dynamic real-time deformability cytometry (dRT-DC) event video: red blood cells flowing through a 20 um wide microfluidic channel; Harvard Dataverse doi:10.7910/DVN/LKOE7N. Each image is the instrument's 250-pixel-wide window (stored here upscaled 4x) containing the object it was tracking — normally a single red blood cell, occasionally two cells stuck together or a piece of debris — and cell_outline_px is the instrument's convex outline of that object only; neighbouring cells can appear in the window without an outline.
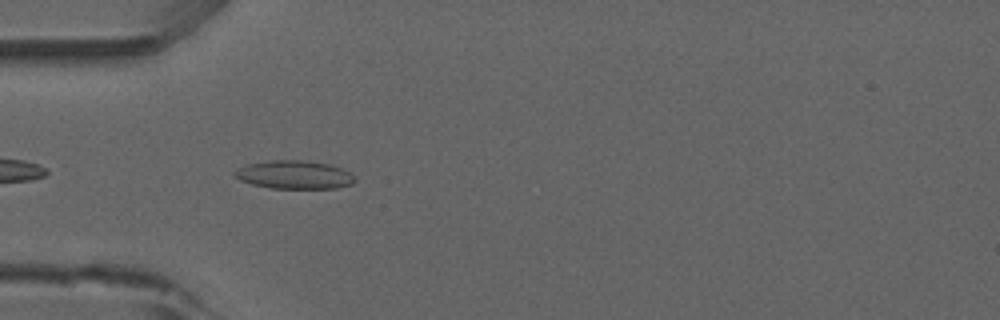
{"species": "common noctule bat (a hibernating species)", "species_latin": "Nyctalus noctula", "temperature_condition": "room temperature", "stored_images_in_passage": 15, "camera_frame_rate_fps": 3000, "um_per_image_px": 0.085, "animal": {"sex": "male", "forearm_length_mm": 52.5}, "frame": {"image": 1, "passage_image": 3, "time_ms": 0.667, "image_size_px": [1000, 320], "cell_outline_px": [[356, 180], [352, 184], [336, 188], [272, 188], [252, 184], [240, 180], [232, 172], [248, 164], [268, 160], [308, 160], [328, 164], [340, 168], [348, 172]], "centroid_in_image_um": [25.01, 14.85], "position_along_channel_um": 60.0, "area_um2": 19.65}}
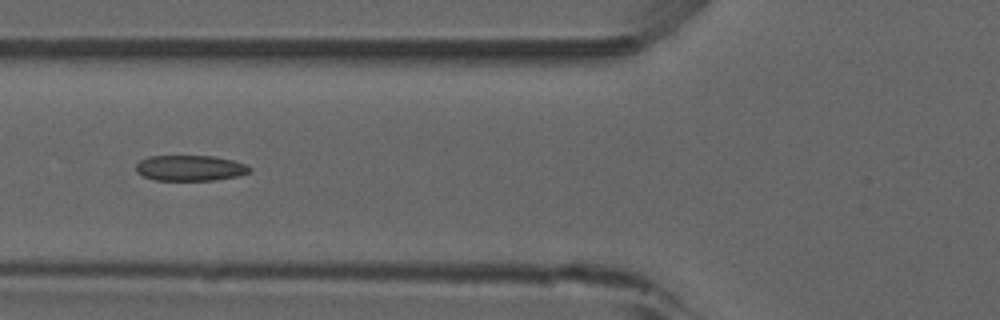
{"frame": {"image": 2, "passage_image": 7, "time_ms": 2.0, "image_size_px": [1000, 320], "cell_outline_px": [[252, 168], [248, 172], [236, 176], [212, 180], [156, 180], [144, 176], [136, 172], [136, 164], [140, 160], [148, 156], [216, 156], [248, 164]], "centroid_in_image_um": [16.15, 14.27], "position_along_channel_um": 109.6, "area_um2": 16.94}}
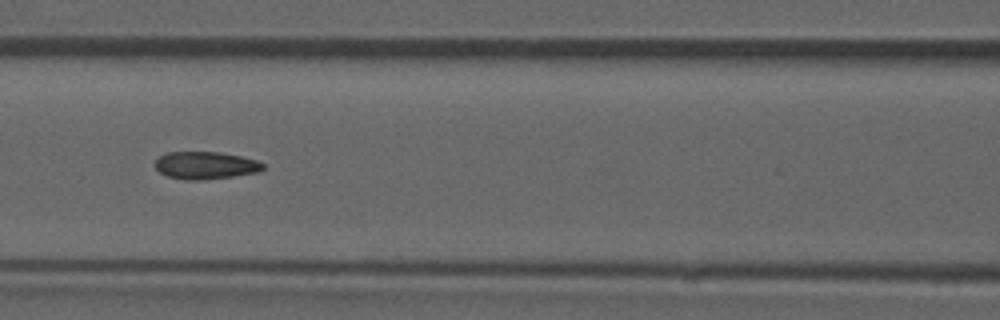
{"frame": {"image": 3, "passage_image": 10, "time_ms": 3.0, "image_size_px": [1000, 320], "cell_outline_px": [[264, 168], [260, 172], [232, 176], [200, 180], [184, 180], [168, 176], [160, 172], [152, 164], [160, 156], [168, 152], [220, 152], [240, 156], [256, 160], [264, 164]], "centroid_in_image_um": [17.45, 14.05], "position_along_channel_um": 149.1, "area_um2": 17.28}}